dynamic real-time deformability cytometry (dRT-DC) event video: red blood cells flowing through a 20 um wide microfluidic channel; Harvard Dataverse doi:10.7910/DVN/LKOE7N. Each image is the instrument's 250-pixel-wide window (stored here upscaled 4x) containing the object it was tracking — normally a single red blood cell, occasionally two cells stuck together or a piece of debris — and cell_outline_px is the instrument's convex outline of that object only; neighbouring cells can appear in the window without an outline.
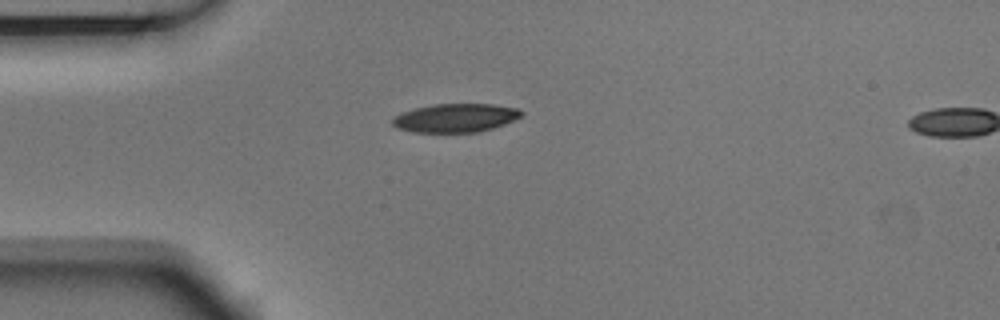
{"species": "Egyptian fruit bat (a non-hibernating species)", "species_latin": "Rousettus aegyptiacus", "temperature_condition": "room temperature", "stored_images_in_passage": 2, "segment_of_instrument_passage": [1, 2], "camera_frame_rate_fps": 3000, "um_per_image_px": 0.085, "animal": {"sex": "male"}, "frame": {"image": 1, "passage_image": 1, "time_ms": 0.0, "image_size_px": [1000, 320], "cell_outline_px": [[524, 116], [504, 124], [480, 132], [412, 132], [396, 128], [392, 124], [392, 120], [396, 116], [404, 112], [416, 108], [432, 104], [492, 104], [516, 108], [524, 112]], "centroid_in_image_um": [38.74, 10.02], "position_along_channel_um": 46.3, "area_um2": 21.44}}